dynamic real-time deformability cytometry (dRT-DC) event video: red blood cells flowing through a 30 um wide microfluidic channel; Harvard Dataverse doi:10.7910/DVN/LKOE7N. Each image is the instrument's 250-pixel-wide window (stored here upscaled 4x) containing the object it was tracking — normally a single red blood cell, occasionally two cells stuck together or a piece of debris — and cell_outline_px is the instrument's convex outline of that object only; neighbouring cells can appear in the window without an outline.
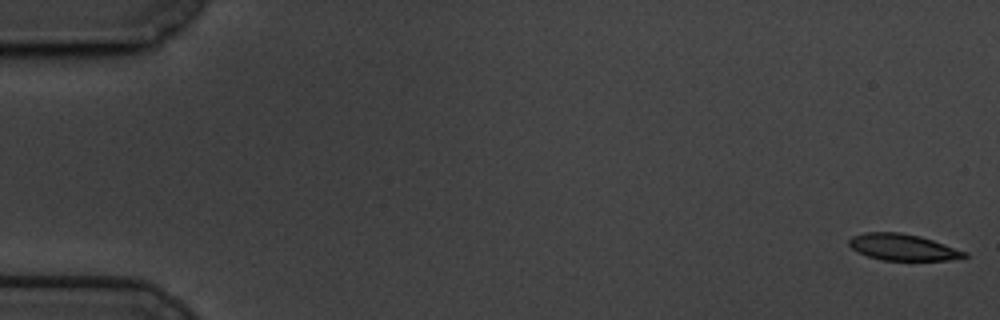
{"species": "common noctule bat (a hibernating species)", "species_latin": "Nyctalus noctula", "temperature_condition": "cold", "stored_images_in_passage": 59, "camera_frame_rate_fps": 3000, "um_per_image_px": 0.085, "animal": {"sex": "male", "body_mass_g": 19.5, "forearm_length_mm": 54.6}, "frame": {"image": 1, "passage_image": 1, "time_ms": 0.0, "image_size_px": [1000, 320], "cell_outline_px": [[968, 256], [948, 260], [880, 260], [868, 256], [852, 248], [848, 244], [848, 240], [852, 236], [864, 232], [900, 232], [920, 236], [968, 252]], "centroid_in_image_um": [76.73, 21.0], "position_along_channel_um": 8.3, "area_um2": 17.69}}
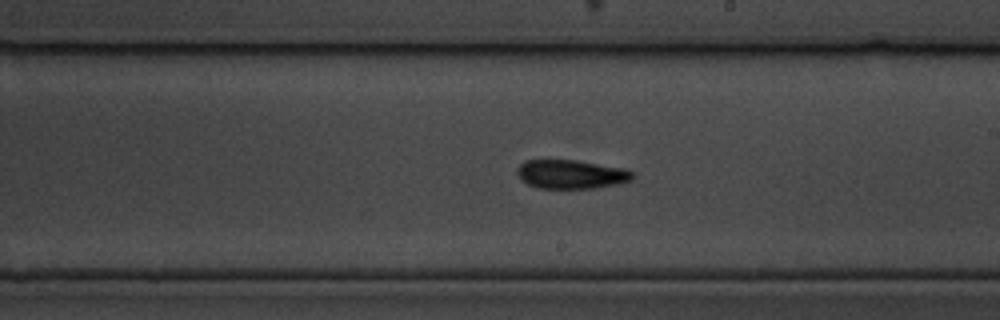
{"frame": {"image": 2, "passage_image": 34, "time_ms": 11.0, "image_size_px": [1000, 320], "cell_outline_px": [[636, 176], [632, 180], [616, 184], [596, 188], [536, 188], [520, 180], [516, 172], [516, 168], [524, 160], [576, 160], [628, 168]], "centroid_in_image_um": [48.55, 14.8], "position_along_channel_um": 240.4, "area_um2": 19.77}}
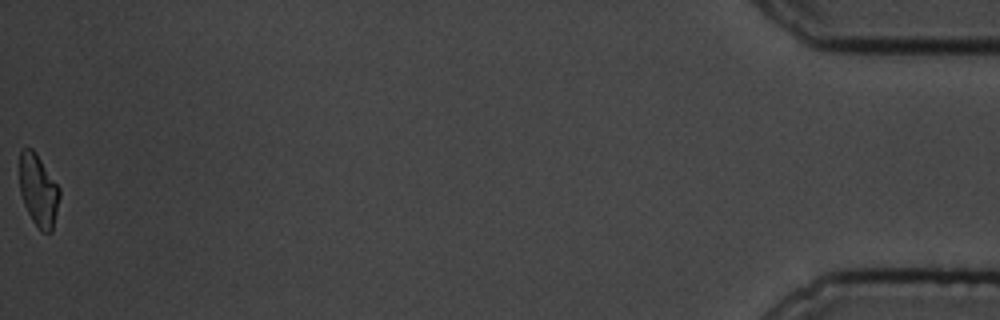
{"frame": {"image": 3, "passage_image": 59, "time_ms": 19.333, "image_size_px": [1000, 320], "cell_outline_px": [[60, 196], [52, 232], [40, 232], [32, 220], [24, 204], [20, 192], [20, 152], [24, 148], [32, 148], [36, 152], [60, 188]], "centroid_in_image_um": [3.27, 16.19], "position_along_channel_um": 431.9, "area_um2": 16.82}, "authors_computed_cell_mechanics": {"area_um2": 19.1318, "velocity_mm_per_s": 3.4316, "shape_relaxation_time_tau1_ms": 6.1794, "shape_relaxation_time_tau2_ms": 6.3438, "deformation_change_tau1": 0.1682, "deformation_change_tau2": 0.1335}}